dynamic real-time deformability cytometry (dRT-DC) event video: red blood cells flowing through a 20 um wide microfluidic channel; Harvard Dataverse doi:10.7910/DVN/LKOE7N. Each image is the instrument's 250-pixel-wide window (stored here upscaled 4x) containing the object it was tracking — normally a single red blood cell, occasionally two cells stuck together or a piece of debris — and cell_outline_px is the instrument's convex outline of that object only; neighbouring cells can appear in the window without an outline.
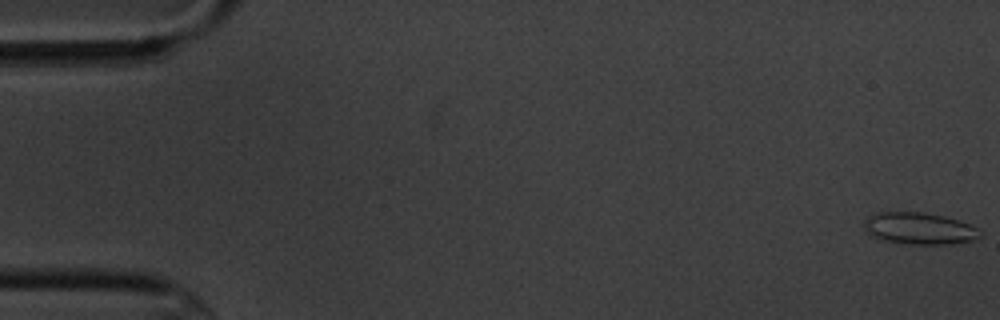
{"species": "common noctule bat (a hibernating species)", "species_latin": "Nyctalus noctula", "temperature_condition": "cold", "stored_images_in_passage": 6, "camera_frame_rate_fps": 3000, "um_per_image_px": 0.085, "animal": {"sex": "male", "body_mass_g": 20.1, "forearm_length_mm": 53.5}, "frame": {"image": 1, "passage_image": 1, "time_ms": 0.0, "image_size_px": [1000, 320], "cell_outline_px": [[980, 236], [972, 240], [952, 244], [908, 244], [880, 240], [868, 232], [864, 228], [864, 220], [868, 216], [876, 212], [924, 212], [944, 216], [968, 224], [976, 228], [980, 232]], "centroid_in_image_um": [78.09, 19.42], "position_along_channel_um": 6.9, "area_um2": 21.39}}
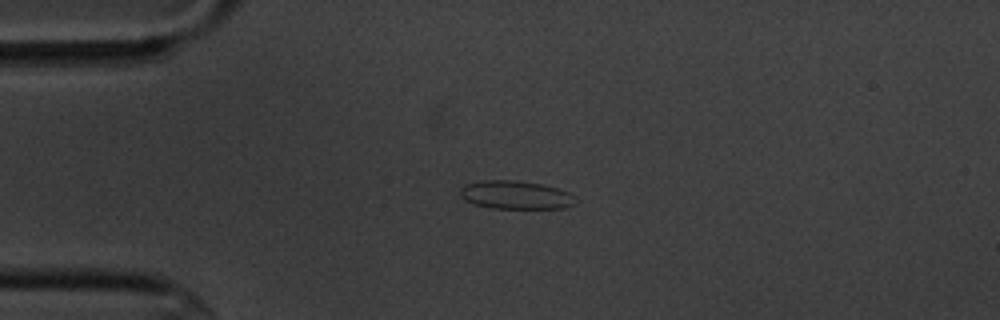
{"frame": {"image": 2, "passage_image": 4, "time_ms": 4.333, "image_size_px": [1000, 320], "cell_outline_px": [[576, 204], [564, 208], [492, 208], [476, 204], [464, 200], [460, 196], [460, 188], [464, 184], [484, 180], [512, 180], [540, 184], [556, 188], [568, 192], [576, 196]], "centroid_in_image_um": [43.83, 16.57], "position_along_channel_um": 41.2, "area_um2": 19.02}}